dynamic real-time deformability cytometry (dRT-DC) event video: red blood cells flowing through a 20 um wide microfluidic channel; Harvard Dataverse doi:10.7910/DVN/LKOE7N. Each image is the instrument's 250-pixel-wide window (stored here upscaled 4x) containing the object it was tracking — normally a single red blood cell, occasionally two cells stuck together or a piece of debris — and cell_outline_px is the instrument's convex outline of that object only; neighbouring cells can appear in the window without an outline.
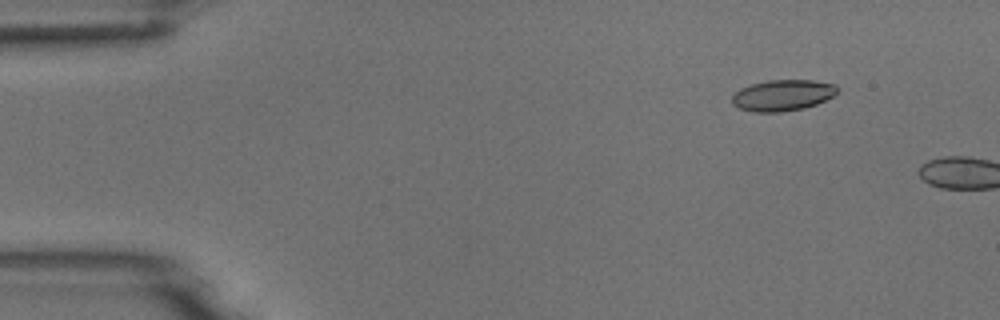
{"species": "common noctule bat (a hibernating species)", "species_latin": "Nyctalus noctula", "temperature_condition": "room temperature", "stored_images_in_passage": 3, "camera_frame_rate_fps": 3000, "um_per_image_px": 0.085, "animal": {"sex": "male", "body_mass_g": 18.8}, "frame": {"image": 1, "passage_image": 2, "time_ms": 1.0, "image_size_px": [1000, 320], "cell_outline_px": [[836, 92], [832, 96], [816, 104], [804, 108], [780, 112], [756, 112], [740, 108], [732, 104], [732, 96], [740, 88], [752, 84], [768, 80], [812, 80], [836, 84]], "centroid_in_image_um": [66.5, 8.09], "position_along_channel_um": 18.5, "area_um2": 18.9}}